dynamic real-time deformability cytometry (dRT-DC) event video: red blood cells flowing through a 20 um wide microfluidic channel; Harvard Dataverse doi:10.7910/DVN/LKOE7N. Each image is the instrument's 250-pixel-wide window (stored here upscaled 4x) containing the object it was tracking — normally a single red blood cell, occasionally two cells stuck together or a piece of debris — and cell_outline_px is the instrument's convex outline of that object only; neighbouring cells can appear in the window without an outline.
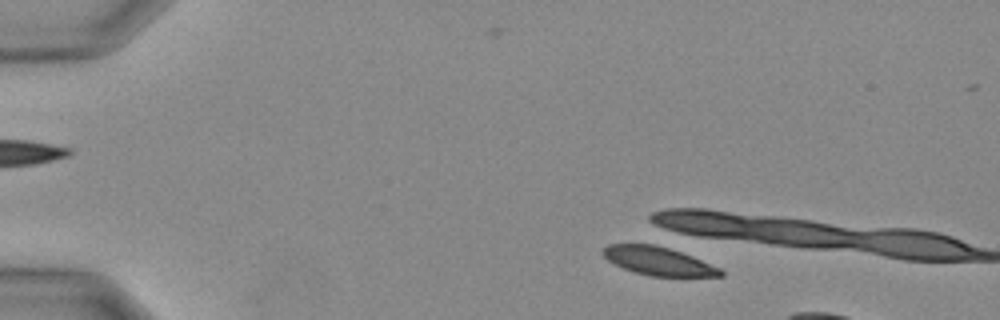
{"species": "Egyptian fruit bat (a non-hibernating species)", "species_latin": "Rousettus aegyptiacus", "temperature_condition": "warm", "stored_images_in_passage": 5, "camera_frame_rate_fps": 3000, "um_per_image_px": 0.085, "animal": {"sex": "female"}, "frame": {"image": 1, "passage_image": 4, "time_ms": 1.0, "image_size_px": [1000, 320], "cell_outline_px": [[724, 276], [652, 276], [636, 272], [624, 268], [608, 260], [600, 252], [608, 244], [652, 244], [668, 248], [692, 256], [720, 268], [724, 272]], "centroid_in_image_um": [55.95, 22.18], "position_along_channel_um": 29.0, "area_um2": 19.13}}